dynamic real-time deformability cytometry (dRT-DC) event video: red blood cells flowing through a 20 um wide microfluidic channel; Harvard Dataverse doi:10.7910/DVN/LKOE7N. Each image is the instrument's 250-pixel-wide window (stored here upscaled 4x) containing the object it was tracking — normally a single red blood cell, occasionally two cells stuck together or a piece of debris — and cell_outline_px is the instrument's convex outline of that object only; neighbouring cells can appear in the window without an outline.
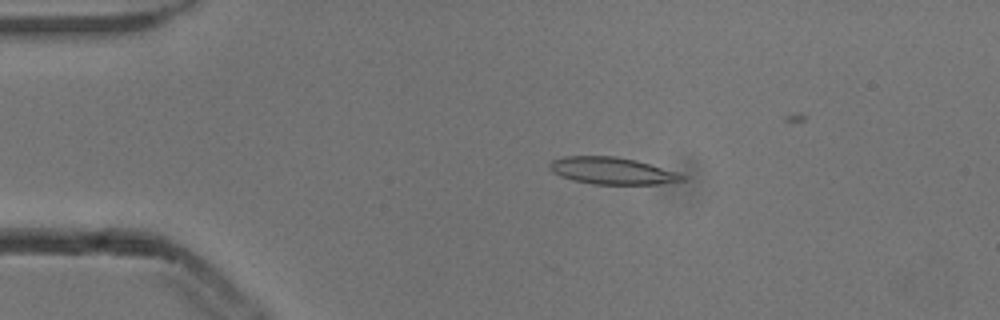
{"species": "common noctule bat (a hibernating species)", "species_latin": "Nyctalus noctula", "temperature_condition": "cold", "stored_images_in_passage": 14, "camera_frame_rate_fps": 3000, "um_per_image_px": 0.085, "animal": {"sex": "male", "body_mass_g": 13.3}, "frame": {"image": 1, "passage_image": 11, "time_ms": 3.333, "image_size_px": [1000, 320], "cell_outline_px": [[684, 180], [656, 184], [592, 184], [572, 180], [560, 176], [552, 172], [548, 168], [548, 164], [552, 160], [564, 156], [612, 156], [636, 160], [676, 172], [684, 176]], "centroid_in_image_um": [51.94, 14.51], "position_along_channel_um": 33.1, "area_um2": 20.69}}